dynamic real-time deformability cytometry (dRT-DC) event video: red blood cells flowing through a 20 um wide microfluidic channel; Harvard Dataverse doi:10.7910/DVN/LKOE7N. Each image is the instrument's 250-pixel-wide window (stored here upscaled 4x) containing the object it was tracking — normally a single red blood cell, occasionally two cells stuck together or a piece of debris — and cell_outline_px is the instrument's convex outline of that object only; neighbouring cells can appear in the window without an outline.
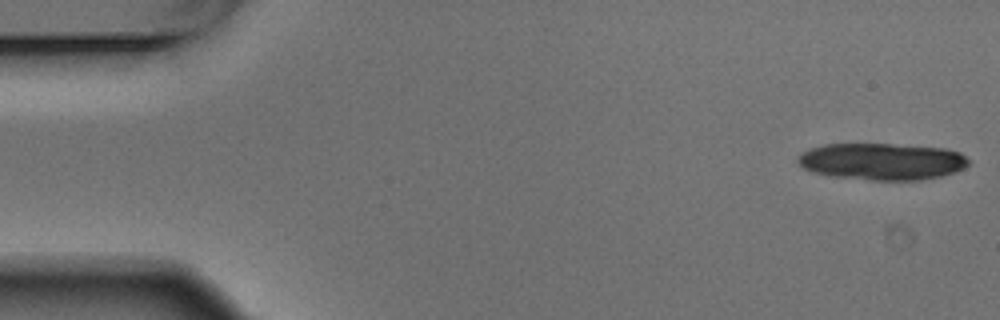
{"species": "Egyptian fruit bat (a non-hibernating species)", "species_latin": "Rousettus aegyptiacus", "temperature_condition": "warm", "stored_images_in_passage": 5, "camera_frame_rate_fps": 3000, "um_per_image_px": 0.085, "animal": {"sex": "male"}, "frame": {"image": 1, "passage_image": 1, "time_ms": 0.0, "image_size_px": [1000, 320], "cell_outline_px": [[968, 164], [964, 168], [940, 176], [920, 180], [872, 180], [832, 176], [812, 172], [804, 168], [796, 160], [796, 156], [800, 152], [824, 144], [892, 144], [944, 148], [960, 152], [968, 160]], "centroid_in_image_um": [74.92, 13.72], "position_along_channel_um": 10.1, "area_um2": 36.59}}
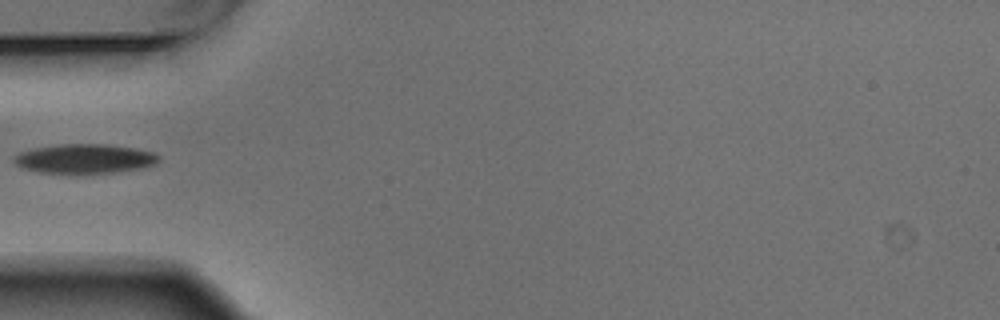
{"frame": {"image": 2, "passage_image": 5, "time_ms": 1.333, "image_size_px": [1000, 320], "cell_outline_px": [[160, 160], [156, 164], [144, 168], [120, 172], [76, 176], [40, 172], [20, 168], [12, 160], [12, 156], [20, 152], [36, 148], [60, 144], [104, 144], [132, 148], [152, 152], [160, 156]], "centroid_in_image_um": [7.18, 13.54], "position_along_channel_um": 77.8, "area_um2": 25.72}}